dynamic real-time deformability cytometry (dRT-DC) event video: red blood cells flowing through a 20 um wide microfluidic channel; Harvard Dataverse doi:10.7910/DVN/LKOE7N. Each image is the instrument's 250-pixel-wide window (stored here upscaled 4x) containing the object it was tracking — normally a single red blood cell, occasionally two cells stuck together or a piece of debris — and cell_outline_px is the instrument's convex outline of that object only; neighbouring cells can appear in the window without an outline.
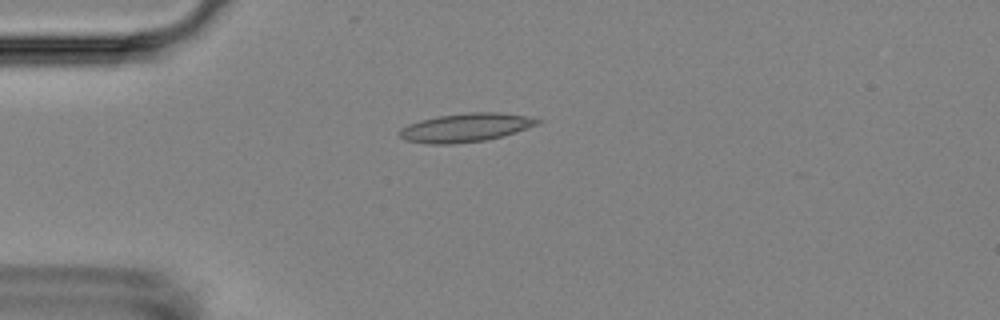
{"species": "Egyptian fruit bat (a non-hibernating species)", "species_latin": "Rousettus aegyptiacus", "temperature_condition": "room temperature", "stored_images_in_passage": 5, "camera_frame_rate_fps": 3000, "um_per_image_px": 0.085, "animal": {"sex": "female"}, "frame": {"image": 1, "passage_image": 4, "time_ms": 4.333, "image_size_px": [1000, 320], "cell_outline_px": [[544, 120], [540, 124], [500, 136], [484, 140], [452, 144], [428, 144], [404, 140], [396, 132], [400, 128], [408, 124], [420, 120], [436, 116], [468, 112], [496, 112], [524, 116]], "centroid_in_image_um": [39.51, 10.84], "position_along_channel_um": 45.5, "area_um2": 22.95}}